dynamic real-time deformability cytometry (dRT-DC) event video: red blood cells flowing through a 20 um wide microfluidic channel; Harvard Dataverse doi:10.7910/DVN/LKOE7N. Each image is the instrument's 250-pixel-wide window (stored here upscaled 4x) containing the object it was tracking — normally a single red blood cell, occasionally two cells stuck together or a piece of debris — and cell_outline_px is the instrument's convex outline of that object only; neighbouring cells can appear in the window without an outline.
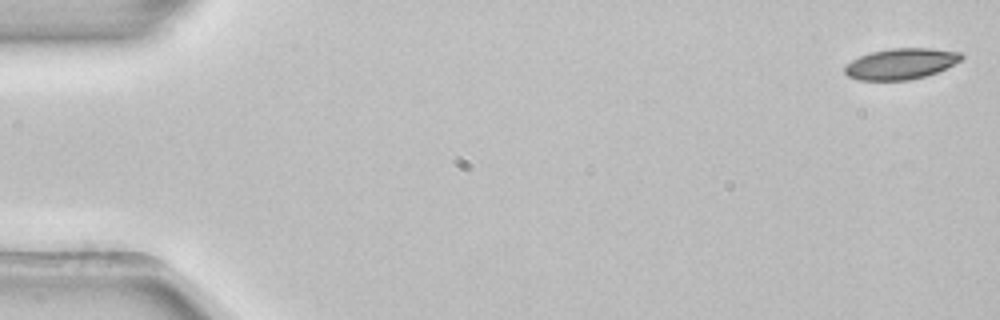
{"species": "common noctule bat (a hibernating species)", "species_latin": "Nyctalus noctula", "temperature_condition": "room temperature", "stored_images_in_passage": 53, "camera_frame_rate_fps": 3000, "um_per_image_px": 0.085, "animal": {"sex": "female", "body_mass_g": 22.7, "forearm_length_mm": 54.2}, "frame": {"image": 1, "passage_image": 1, "time_ms": 0.0, "image_size_px": [1000, 320], "cell_outline_px": [[964, 56], [960, 60], [936, 72], [924, 76], [908, 80], [860, 80], [848, 76], [844, 72], [844, 64], [860, 56], [872, 52], [892, 48], [928, 48], [960, 52]], "centroid_in_image_um": [76.53, 5.42], "position_along_channel_um": 8.5, "area_um2": 20.75}}
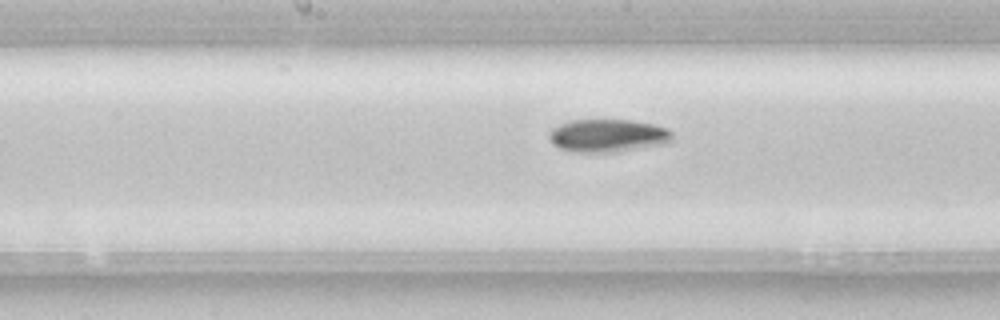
{"frame": {"image": 2, "passage_image": 27, "time_ms": 8.667, "image_size_px": [1000, 320], "cell_outline_px": [[672, 140], [668, 144], [616, 152], [576, 152], [560, 148], [552, 144], [548, 136], [548, 132], [552, 128], [560, 124], [572, 120], [632, 120], [652, 124], [668, 128], [672, 132]], "centroid_in_image_um": [51.68, 11.53], "position_along_channel_um": 196.5, "area_um2": 23.87}}
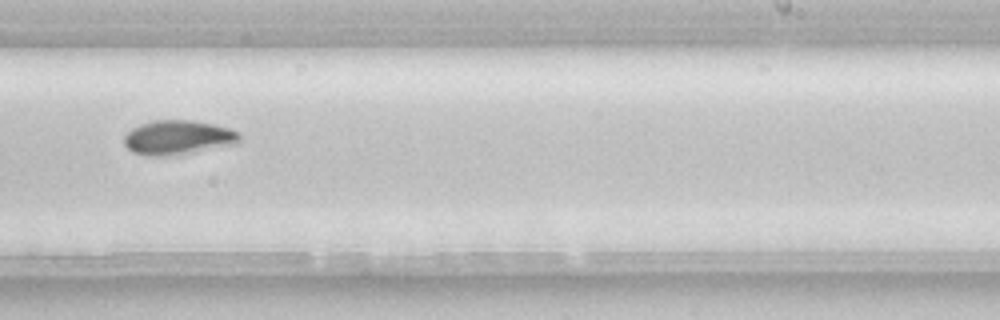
{"frame": {"image": 3, "passage_image": 33, "time_ms": 10.667, "image_size_px": [1000, 320], "cell_outline_px": [[240, 140], [236, 144], [192, 152], [160, 156], [148, 156], [132, 152], [124, 144], [124, 136], [132, 128], [140, 124], [152, 120], [192, 120], [212, 124], [228, 128], [236, 132], [240, 136]], "centroid_in_image_um": [15.09, 11.68], "position_along_channel_um": 273.9, "area_um2": 22.89}, "authors_computed_cell_mechanics": {"area_um2": 21.675, "velocity_mm_per_s": 3.8862, "shape_relaxation_time_tau1_ms": 7.5411, "shape_relaxation_time_tau2_ms": null, "deformation_change_tau1": 0.1562, "deformation_change_tau2": null}}